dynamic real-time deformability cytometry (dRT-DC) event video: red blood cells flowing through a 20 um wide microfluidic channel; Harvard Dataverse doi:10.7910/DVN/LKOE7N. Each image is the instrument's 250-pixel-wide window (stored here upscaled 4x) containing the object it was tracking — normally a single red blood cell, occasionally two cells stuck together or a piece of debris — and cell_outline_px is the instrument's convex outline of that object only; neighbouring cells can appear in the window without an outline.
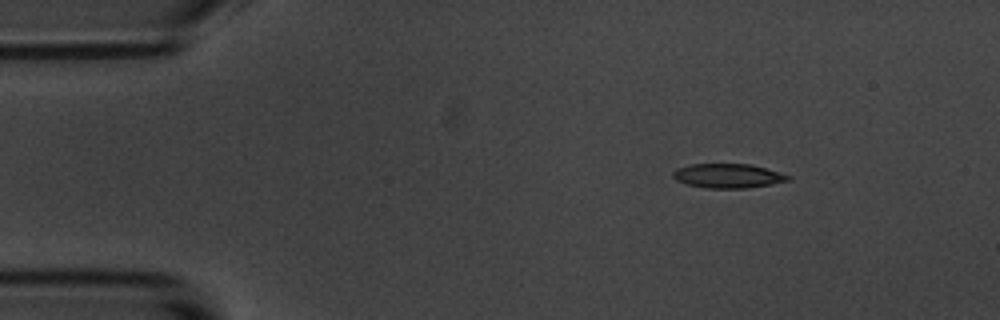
{"species": "common noctule bat (a hibernating species)", "species_latin": "Nyctalus noctula", "temperature_condition": "room temperature", "stored_images_in_passage": 3, "camera_frame_rate_fps": 3000, "um_per_image_px": 0.085, "animal": {"sex": "male", "body_mass_g": 20.1, "forearm_length_mm": 53.5}, "frame": {"image": 1, "passage_image": 1, "time_ms": 0.0, "image_size_px": [1000, 320], "cell_outline_px": [[792, 176], [788, 180], [768, 184], [744, 188], [704, 188], [688, 184], [676, 180], [672, 176], [672, 172], [676, 168], [692, 164], [752, 164]], "centroid_in_image_um": [61.83, 14.94], "position_along_channel_um": 23.2, "area_um2": 16.13}}